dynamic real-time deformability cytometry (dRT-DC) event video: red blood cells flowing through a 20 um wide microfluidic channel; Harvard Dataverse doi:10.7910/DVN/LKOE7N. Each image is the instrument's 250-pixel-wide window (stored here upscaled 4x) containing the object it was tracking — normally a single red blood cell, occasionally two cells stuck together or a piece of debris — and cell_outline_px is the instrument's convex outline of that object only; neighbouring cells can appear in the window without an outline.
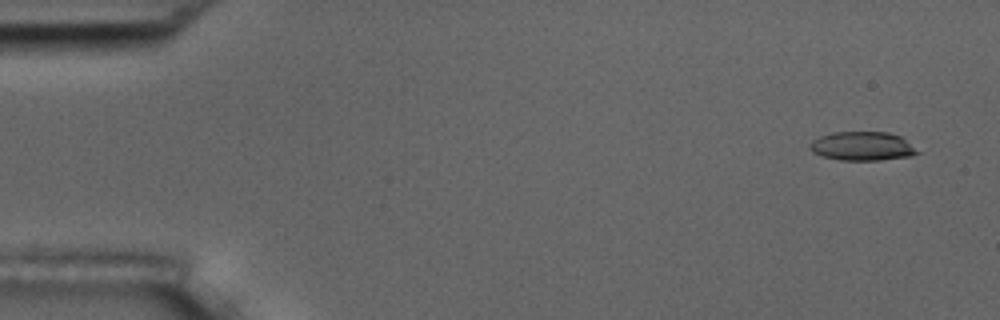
{"species": "common noctule bat (a hibernating species)", "species_latin": "Nyctalus noctula", "temperature_condition": "room temperature", "stored_images_in_passage": 4, "camera_frame_rate_fps": 3000, "um_per_image_px": 0.085, "animal": {"sex": "male", "body_mass_g": 17.5, "forearm_length_mm": 52.3}, "frame": {"image": 1, "passage_image": 1, "time_ms": 0.0, "image_size_px": [1000, 320], "cell_outline_px": [[924, 152], [912, 156], [880, 160], [840, 160], [820, 156], [812, 152], [808, 148], [808, 144], [812, 140], [820, 136], [832, 132], [888, 132], [900, 136]], "centroid_in_image_um": [73.32, 12.43], "position_along_channel_um": 11.7, "area_um2": 18.5}}
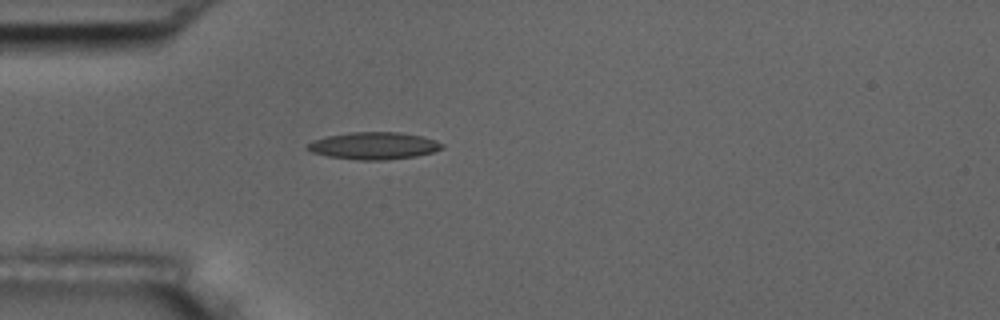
{"frame": {"image": 2, "passage_image": 4, "time_ms": 4.333, "image_size_px": [1000, 320], "cell_outline_px": [[444, 148], [432, 152], [416, 156], [384, 160], [360, 160], [328, 156], [312, 152], [304, 148], [312, 140], [328, 136], [348, 132], [400, 132], [424, 136], [436, 140], [444, 144]], "centroid_in_image_um": [31.79, 12.38], "position_along_channel_um": 53.2, "area_um2": 21.44}}